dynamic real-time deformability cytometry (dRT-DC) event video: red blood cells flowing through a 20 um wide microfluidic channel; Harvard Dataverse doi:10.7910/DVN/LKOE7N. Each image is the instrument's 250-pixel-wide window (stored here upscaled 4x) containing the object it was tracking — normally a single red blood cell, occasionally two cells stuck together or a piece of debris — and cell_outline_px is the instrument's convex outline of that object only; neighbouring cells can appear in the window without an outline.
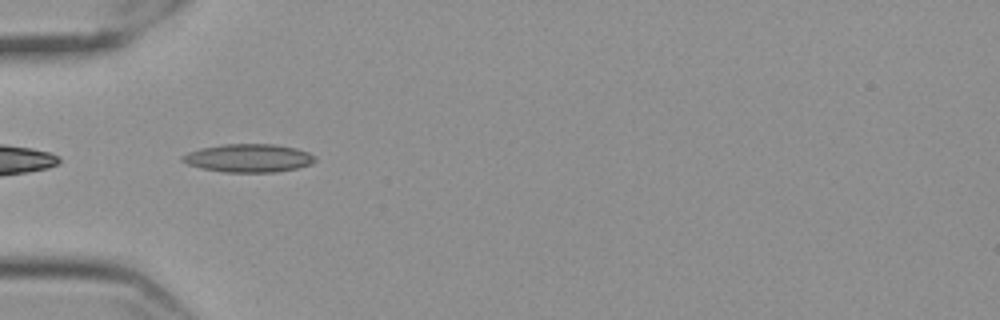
{"species": "Egyptian fruit bat (a non-hibernating species)", "species_latin": "Rousettus aegyptiacus", "temperature_condition": "cold", "stored_images_in_passage": 34, "camera_frame_rate_fps": 3000, "um_per_image_px": 0.085, "frame": {"image": 1, "passage_image": 2, "time_ms": 0.333, "image_size_px": [1000, 320], "cell_outline_px": [[316, 160], [312, 164], [296, 168], [276, 172], [224, 172], [200, 168], [188, 164], [180, 160], [180, 156], [188, 152], [200, 148], [224, 144], [276, 144], [296, 148], [308, 152], [316, 156]], "centroid_in_image_um": [21.12, 13.43], "position_along_channel_um": 63.9, "area_um2": 21.96}}
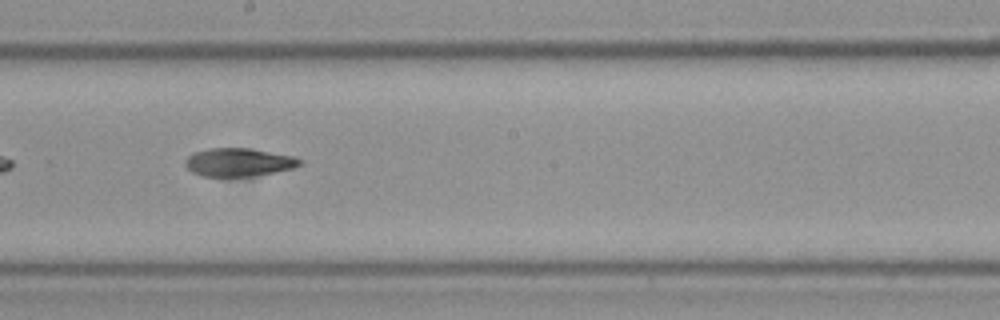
{"frame": {"image": 2, "passage_image": 16, "time_ms": 5.0, "image_size_px": [1000, 320], "cell_outline_px": [[304, 160], [300, 164], [292, 168], [276, 172], [252, 176], [204, 176], [192, 172], [184, 164], [184, 160], [192, 152], [208, 148], [252, 148], [296, 156]], "centroid_in_image_um": [20.3, 13.77], "position_along_channel_um": 227.9, "area_um2": 19.07}}
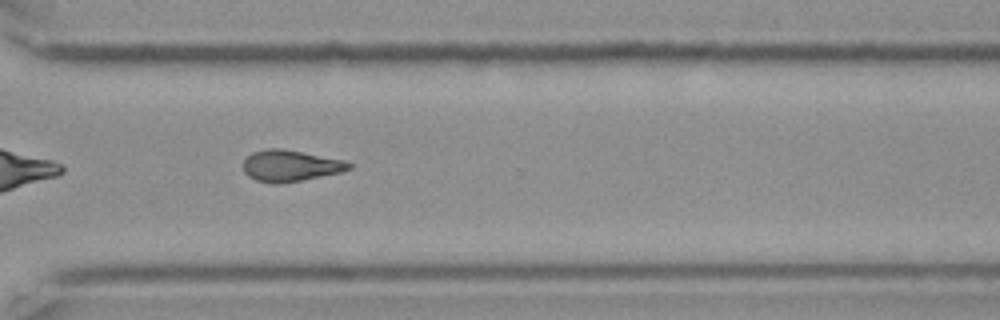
{"frame": {"image": 3, "passage_image": 26, "time_ms": 8.333, "image_size_px": [1000, 320], "cell_outline_px": [[352, 168], [340, 172], [280, 184], [272, 184], [256, 180], [248, 176], [244, 172], [244, 160], [252, 152], [268, 148], [280, 148], [344, 160], [352, 164]], "centroid_in_image_um": [24.65, 14.09], "position_along_channel_um": 345.9, "area_um2": 19.13}, "authors_computed_cell_mechanics": {"area_um2": 19.1896, "velocity_mm_per_s": 3.5425, "shape_relaxation_time_tau1_ms": 9.7239, "shape_relaxation_time_tau2_ms": 5.6461, "deformation_change_tau1": 0.2176, "deformation_change_tau2": 0.153}}